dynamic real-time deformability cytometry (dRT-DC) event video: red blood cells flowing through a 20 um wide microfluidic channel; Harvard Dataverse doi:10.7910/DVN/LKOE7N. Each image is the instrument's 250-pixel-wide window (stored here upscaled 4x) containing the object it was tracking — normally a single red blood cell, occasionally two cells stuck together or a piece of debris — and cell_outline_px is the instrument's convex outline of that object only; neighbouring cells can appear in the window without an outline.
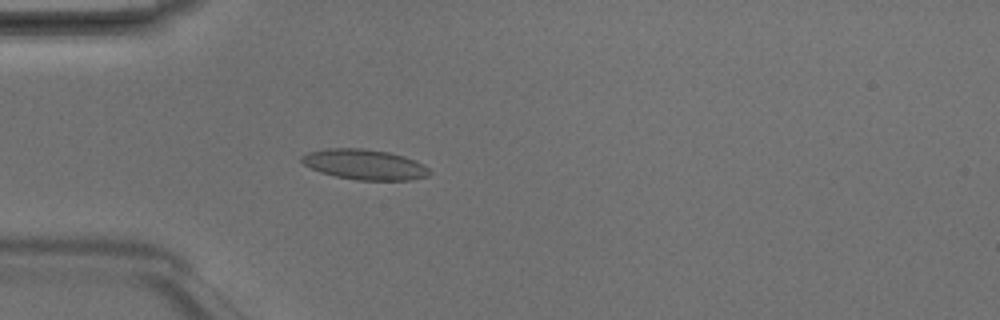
{"species": "Egyptian fruit bat (a non-hibernating species)", "species_latin": "Rousettus aegyptiacus", "temperature_condition": "room temperature", "stored_images_in_passage": 4, "camera_frame_rate_fps": 3000, "um_per_image_px": 0.085, "animal": {"sex": "male"}, "frame": {"image": 1, "passage_image": 4, "time_ms": 1.0, "image_size_px": [1000, 320], "cell_outline_px": [[432, 172], [428, 176], [408, 180], [356, 180], [336, 176], [320, 172], [304, 164], [300, 160], [300, 156], [308, 152], [328, 148], [360, 148], [388, 152], [404, 156], [416, 160], [424, 164]], "centroid_in_image_um": [31.0, 13.98], "position_along_channel_um": 54.0, "area_um2": 22.6}}